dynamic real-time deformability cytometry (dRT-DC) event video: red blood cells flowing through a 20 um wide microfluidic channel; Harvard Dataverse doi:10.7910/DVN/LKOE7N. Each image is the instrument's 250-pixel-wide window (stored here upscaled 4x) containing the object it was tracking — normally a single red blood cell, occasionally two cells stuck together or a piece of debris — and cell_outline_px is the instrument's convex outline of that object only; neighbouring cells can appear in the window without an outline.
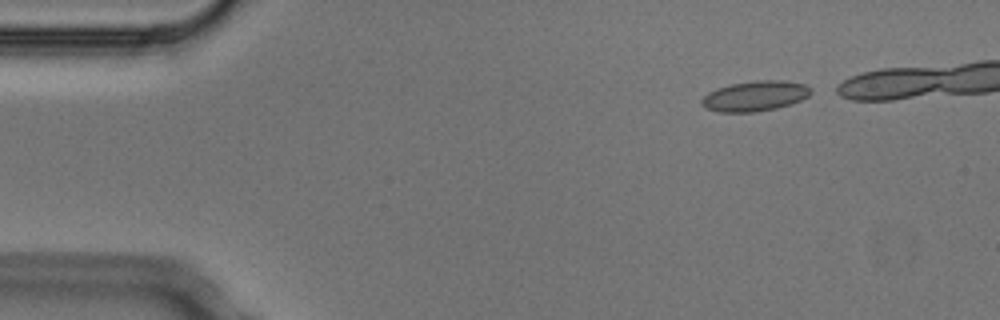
{"species": "Egyptian fruit bat (a non-hibernating species)", "species_latin": "Rousettus aegyptiacus", "temperature_condition": "cold", "stored_images_in_passage": 5, "segment_of_instrument_passage": [2, 2], "camera_frame_rate_fps": 3000, "um_per_image_px": 0.085, "animal": {"sex": "male"}, "frame": {"image": 1, "passage_image": 5, "time_ms": 1.333, "image_size_px": [1000, 320], "cell_outline_px": [[812, 92], [808, 96], [792, 104], [776, 108], [756, 112], [720, 112], [704, 108], [700, 104], [700, 100], [708, 92], [716, 88], [732, 84], [756, 80], [776, 80], [804, 84], [812, 88]], "centroid_in_image_um": [64.15, 8.17], "position_along_channel_um": 20.9, "area_um2": 19.31}}